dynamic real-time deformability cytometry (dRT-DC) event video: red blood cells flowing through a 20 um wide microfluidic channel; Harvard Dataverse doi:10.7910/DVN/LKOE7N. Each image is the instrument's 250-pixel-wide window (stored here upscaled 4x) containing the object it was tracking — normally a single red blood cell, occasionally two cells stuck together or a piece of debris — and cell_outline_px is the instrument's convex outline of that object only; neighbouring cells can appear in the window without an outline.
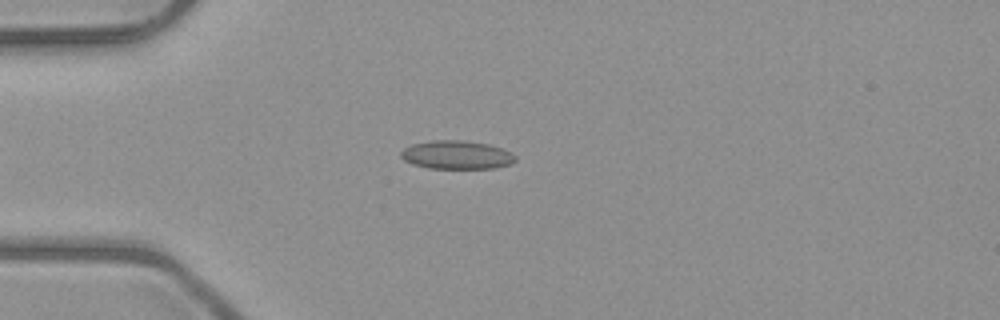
{"species": "common noctule bat (a hibernating species)", "species_latin": "Nyctalus noctula", "temperature_condition": "room temperature", "stored_images_in_passage": 51, "camera_frame_rate_fps": 3000, "um_per_image_px": 0.085, "animal": {"sex": "male", "body_mass_g": 23.1, "forearm_length_mm": 52.7}, "frame": {"image": 1, "passage_image": 13, "time_ms": 4.0, "image_size_px": [1000, 320], "cell_outline_px": [[516, 160], [512, 164], [496, 168], [428, 168], [412, 164], [404, 160], [400, 156], [400, 152], [404, 148], [412, 144], [432, 140], [460, 140], [488, 144], [504, 148], [512, 152], [516, 156]], "centroid_in_image_um": [38.84, 13.16], "position_along_channel_um": 46.2, "area_um2": 19.19}}
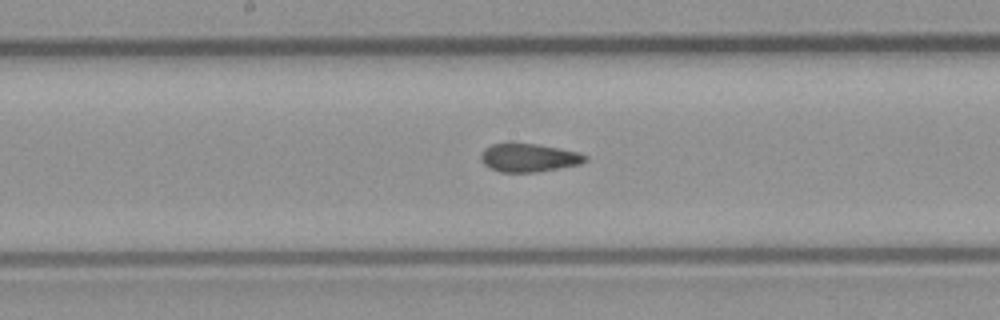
{"frame": {"image": 2, "passage_image": 26, "time_ms": 8.333, "image_size_px": [1000, 320], "cell_outline_px": [[588, 160], [580, 164], [536, 172], [500, 172], [484, 164], [480, 160], [480, 156], [484, 148], [492, 144], [512, 140], [560, 148], [580, 152], [588, 156]], "centroid_in_image_um": [44.93, 13.36], "position_along_channel_um": 203.3, "area_um2": 17.74}}
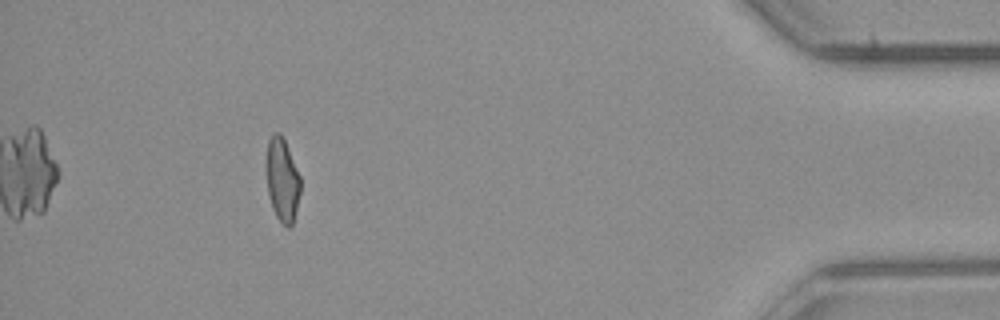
{"frame": {"image": 3, "passage_image": 46, "time_ms": 15.0, "image_size_px": [1000, 320], "cell_outline_px": [[300, 192], [292, 224], [288, 228], [276, 216], [272, 208], [268, 192], [264, 164], [268, 140], [272, 132], [280, 132], [288, 148], [300, 176]], "centroid_in_image_um": [23.95, 15.22], "position_along_channel_um": 411.3, "area_um2": 16.76}, "authors_computed_cell_mechanics": {"area_um2": 17.6868, "velocity_mm_per_s": 4.033, "shape_relaxation_time_tau1_ms": null, "shape_relaxation_time_tau2_ms": 0.9646, "deformation_change_tau1": null, "deformation_change_tau2": 0.0646}}